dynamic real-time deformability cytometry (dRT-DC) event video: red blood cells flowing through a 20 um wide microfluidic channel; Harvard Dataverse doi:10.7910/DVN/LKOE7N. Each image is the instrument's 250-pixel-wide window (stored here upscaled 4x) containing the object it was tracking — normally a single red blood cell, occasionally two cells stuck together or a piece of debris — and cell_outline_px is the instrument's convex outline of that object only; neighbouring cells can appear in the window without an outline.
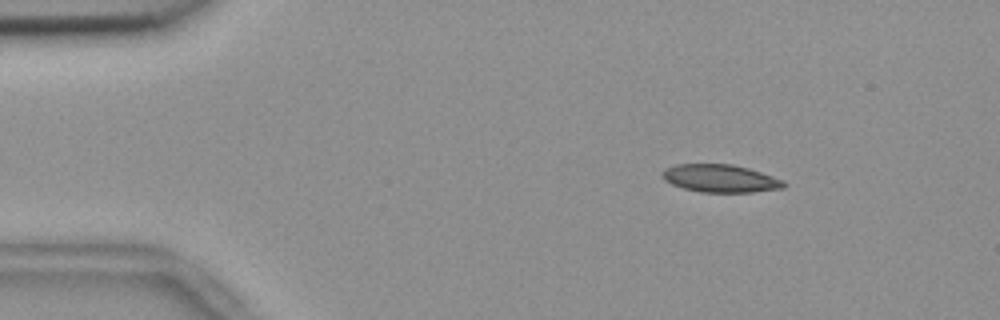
{"species": "common noctule bat (a hibernating species)", "species_latin": "Nyctalus noctula", "temperature_condition": "room temperature", "stored_images_in_passage": 55, "camera_frame_rate_fps": 3000, "um_per_image_px": 0.085, "animal": {"sex": "female", "body_mass_g": 18.4}, "frame": {"image": 1, "passage_image": 8, "time_ms": 2.333, "image_size_px": [1000, 320], "cell_outline_px": [[788, 184], [784, 188], [752, 192], [700, 192], [684, 188], [672, 184], [664, 180], [660, 176], [664, 168], [676, 164], [732, 164], [748, 168], [784, 180]], "centroid_in_image_um": [61.22, 15.16], "position_along_channel_um": 23.8, "area_um2": 19.77}}
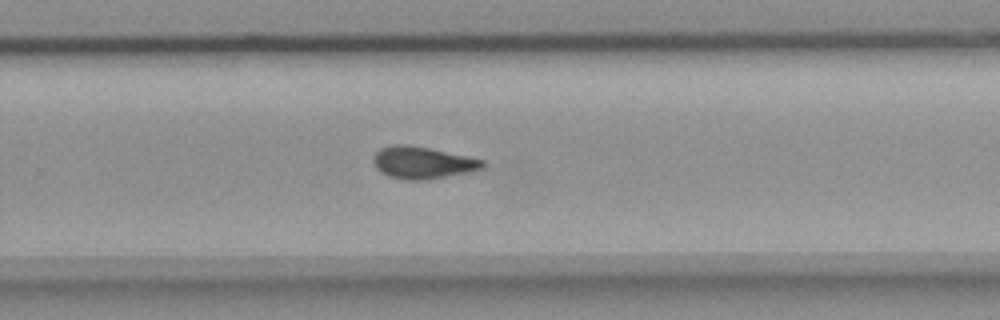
{"frame": {"image": 2, "passage_image": 36, "time_ms": 11.667, "image_size_px": [1000, 320], "cell_outline_px": [[488, 164], [484, 168], [476, 172], [424, 180], [404, 180], [388, 176], [376, 168], [372, 160], [372, 156], [380, 148], [392, 144], [408, 144], [428, 148], [484, 160]], "centroid_in_image_um": [35.95, 13.84], "position_along_channel_um": 293.9, "area_um2": 20.81}}
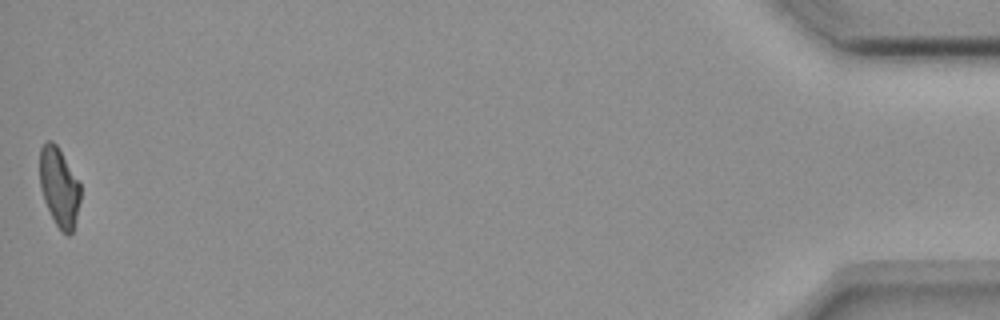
{"frame": {"image": 3, "passage_image": 55, "time_ms": 18.0, "image_size_px": [1000, 320], "cell_outline_px": [[80, 200], [72, 232], [68, 236], [56, 224], [44, 200], [40, 188], [40, 148], [48, 140], [52, 140], [56, 144], [80, 184]], "centroid_in_image_um": [5.01, 15.88], "position_along_channel_um": 430.2, "area_um2": 18.26}, "authors_computed_cell_mechanics": {"area_um2": 20.1722, "velocity_mm_per_s": 3.6761, "shape_relaxation_time_tau1_ms": 8.6824, "shape_relaxation_time_tau2_ms": 2.9018, "deformation_change_tau1": 0.1986, "deformation_change_tau2": 0.1009}}